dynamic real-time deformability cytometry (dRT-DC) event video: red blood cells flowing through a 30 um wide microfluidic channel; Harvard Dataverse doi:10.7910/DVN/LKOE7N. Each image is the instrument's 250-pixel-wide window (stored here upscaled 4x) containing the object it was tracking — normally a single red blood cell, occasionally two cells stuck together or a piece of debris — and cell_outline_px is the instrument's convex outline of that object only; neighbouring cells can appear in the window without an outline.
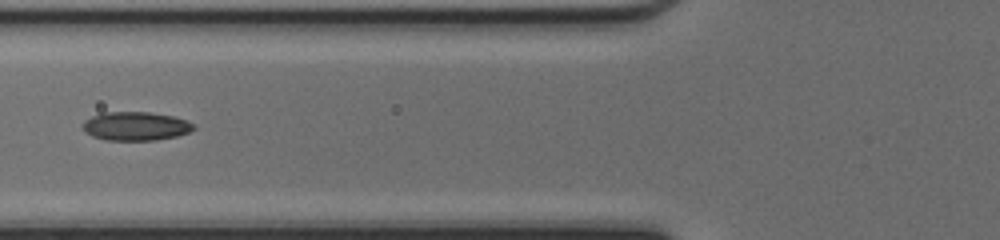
{"species": "common noctule bat (a hibernating species)", "species_latin": "Nyctalus noctula", "temperature_condition": "cold", "stored_images_in_passage": 49, "segment_of_instrument_passage": [2, 2], "camera_frame_rate_fps": 3000, "um_per_image_px": 0.085, "animal": {"sex": "female", "body_mass_g": 17.0, "forearm_length_mm": 48.0}, "frame": {"image": 1, "passage_image": 20, "time_ms": 6.333, "image_size_px": [1000, 240], "cell_outline_px": [[196, 128], [188, 132], [176, 136], [156, 140], [108, 140], [92, 136], [84, 132], [84, 120], [100, 112], [148, 112], [172, 116], [196, 124]], "centroid_in_image_um": [11.53, 10.72], "position_along_channel_um": 114.3, "area_um2": 18.5}}
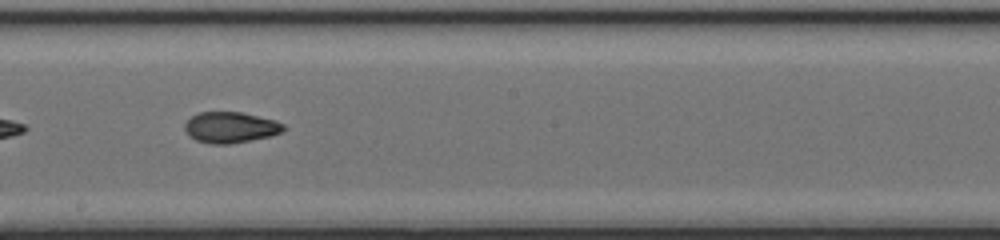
{"frame": {"image": 2, "passage_image": 28, "time_ms": 9.0, "image_size_px": [1000, 240], "cell_outline_px": [[288, 128], [272, 136], [228, 144], [212, 144], [196, 140], [188, 136], [184, 128], [184, 124], [192, 116], [200, 112], [240, 112], [276, 120], [284, 124]], "centroid_in_image_um": [19.6, 10.83], "position_along_channel_um": 228.6, "area_um2": 17.86}}
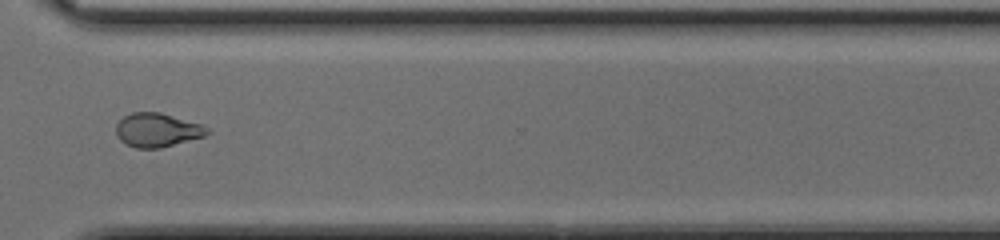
{"frame": {"image": 3, "passage_image": 37, "time_ms": 12.0, "image_size_px": [1000, 240], "cell_outline_px": [[212, 132], [204, 136], [160, 148], [136, 148], [124, 144], [116, 136], [116, 124], [124, 116], [132, 112], [160, 112], [200, 124], [208, 128]], "centroid_in_image_um": [13.33, 11.06], "position_along_channel_um": 357.3, "area_um2": 17.98}}